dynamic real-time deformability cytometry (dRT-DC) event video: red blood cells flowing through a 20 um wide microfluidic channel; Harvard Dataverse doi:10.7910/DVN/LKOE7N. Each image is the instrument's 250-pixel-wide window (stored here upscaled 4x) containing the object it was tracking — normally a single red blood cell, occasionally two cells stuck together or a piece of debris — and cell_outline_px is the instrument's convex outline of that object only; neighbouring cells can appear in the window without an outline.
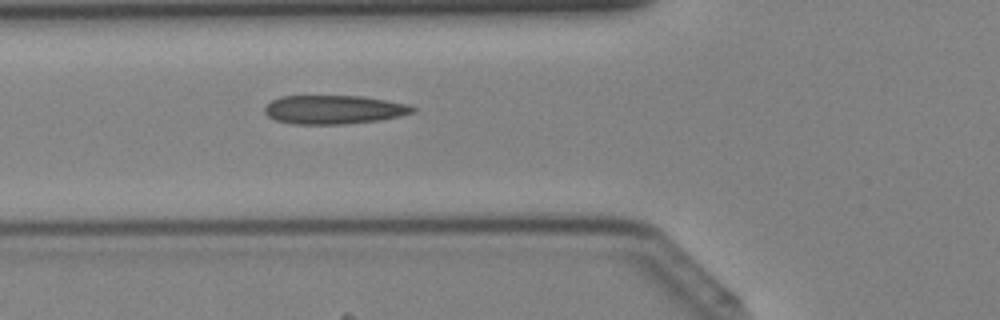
{"species": "Egyptian fruit bat (a non-hibernating species)", "species_latin": "Rousettus aegyptiacus", "temperature_condition": "cold", "stored_images_in_passage": 41, "camera_frame_rate_fps": 3000, "um_per_image_px": 0.085, "animal": {"sex": "female"}, "frame": {"image": 1, "passage_image": 15, "time_ms": 4.667, "image_size_px": [1000, 320], "cell_outline_px": [[416, 112], [400, 116], [380, 120], [344, 124], [292, 124], [276, 120], [268, 116], [264, 112], [264, 108], [272, 100], [280, 96], [364, 96], [408, 104], [416, 108]], "centroid_in_image_um": [28.4, 9.32], "position_along_channel_um": 97.4, "area_um2": 24.91}}
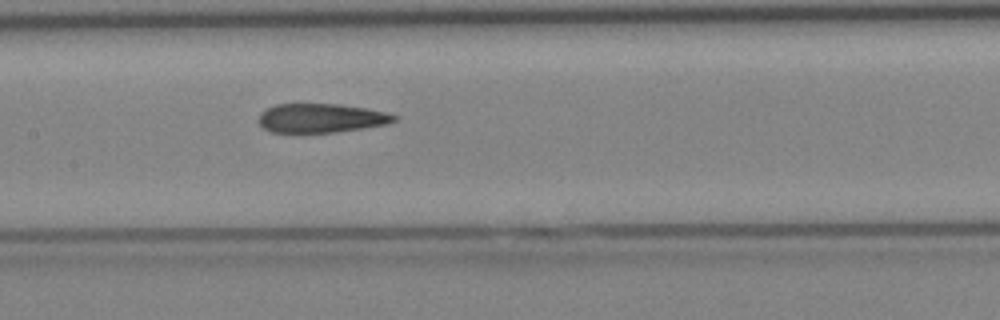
{"frame": {"image": 2, "passage_image": 20, "time_ms": 6.333, "image_size_px": [1000, 320], "cell_outline_px": [[400, 116], [396, 120], [388, 124], [364, 128], [336, 132], [268, 132], [260, 124], [260, 112], [276, 104], [336, 104], [364, 108], [388, 112]], "centroid_in_image_um": [27.34, 10.04], "position_along_channel_um": 180.1, "area_um2": 22.89}}
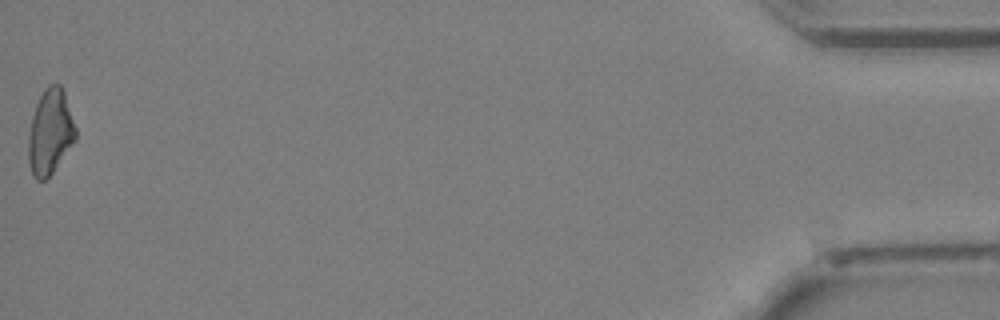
{"frame": {"image": 3, "passage_image": 41, "time_ms": 13.333, "image_size_px": [1000, 320], "cell_outline_px": [[76, 140], [52, 172], [44, 180], [36, 180], [32, 176], [28, 160], [28, 136], [32, 116], [36, 104], [44, 88], [48, 84], [60, 84], [64, 92], [76, 128]], "centroid_in_image_um": [4.25, 11.22], "position_along_channel_um": 430.9, "area_um2": 23.41}}